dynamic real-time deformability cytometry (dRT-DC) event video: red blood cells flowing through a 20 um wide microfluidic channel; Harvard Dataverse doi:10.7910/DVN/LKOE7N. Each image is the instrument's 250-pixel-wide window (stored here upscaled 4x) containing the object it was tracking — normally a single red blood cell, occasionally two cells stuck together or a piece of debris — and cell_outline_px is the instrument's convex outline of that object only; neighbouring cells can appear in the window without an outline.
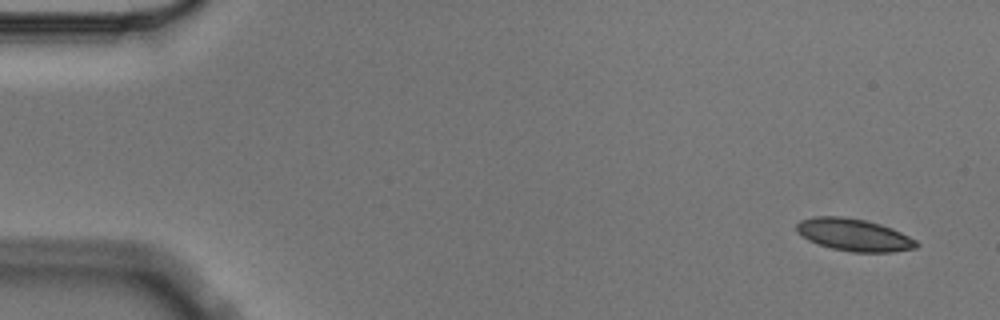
{"species": "Egyptian fruit bat (a non-hibernating species)", "species_latin": "Rousettus aegyptiacus", "temperature_condition": "cold", "stored_images_in_passage": 4, "camera_frame_rate_fps": 3000, "um_per_image_px": 0.085, "animal": {"sex": "male"}, "frame": {"image": 1, "passage_image": 1, "time_ms": 0.0, "image_size_px": [1000, 320], "cell_outline_px": [[920, 244], [916, 248], [892, 252], [852, 252], [832, 248], [808, 240], [796, 232], [796, 224], [800, 220], [816, 216], [840, 216], [864, 220], [880, 224], [892, 228], [916, 240]], "centroid_in_image_um": [72.58, 19.96], "position_along_channel_um": 12.4, "area_um2": 22.48}}